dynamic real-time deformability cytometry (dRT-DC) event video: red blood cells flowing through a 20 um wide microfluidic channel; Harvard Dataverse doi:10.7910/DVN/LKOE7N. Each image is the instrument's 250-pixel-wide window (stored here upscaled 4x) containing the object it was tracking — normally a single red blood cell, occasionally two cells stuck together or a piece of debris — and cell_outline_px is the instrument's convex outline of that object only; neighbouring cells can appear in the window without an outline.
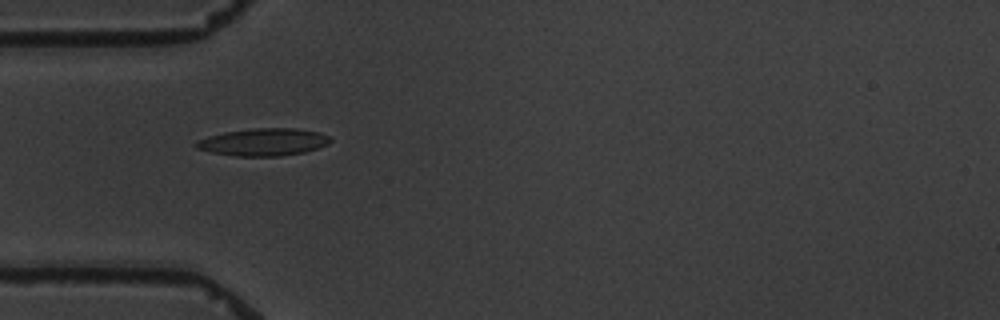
{"species": "common noctule bat (a hibernating species)", "species_latin": "Nyctalus noctula", "temperature_condition": "warm", "stored_images_in_passage": 10, "camera_frame_rate_fps": 3000, "um_per_image_px": 0.085, "animal": {"sex": "male", "body_mass_g": 19.5, "forearm_length_mm": 54.6}, "frame": {"image": 1, "passage_image": 5, "time_ms": 4.333, "image_size_px": [1000, 320], "cell_outline_px": [[332, 140], [328, 144], [304, 152], [280, 156], [236, 156], [212, 152], [196, 148], [192, 144], [196, 140], [208, 136], [224, 132], [252, 128], [296, 128], [320, 132], [328, 136]], "centroid_in_image_um": [22.36, 12.07], "position_along_channel_um": 62.6, "area_um2": 21.5}}
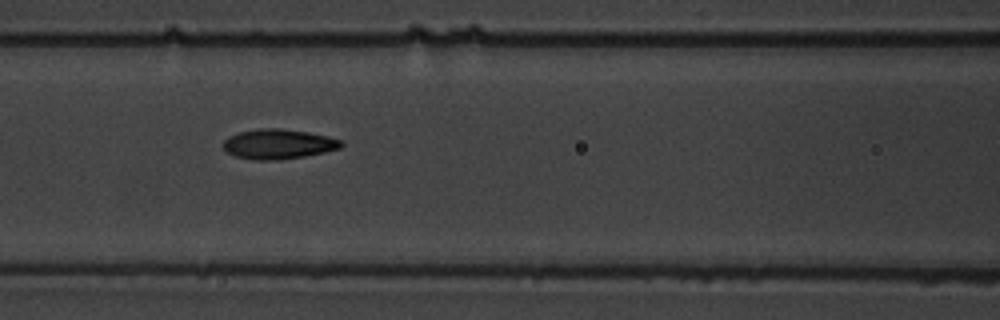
{"frame": {"image": 2, "passage_image": 7, "time_ms": 6.667, "image_size_px": [1000, 320], "cell_outline_px": [[344, 144], [340, 148], [324, 152], [304, 156], [280, 160], [256, 160], [236, 156], [228, 152], [224, 148], [224, 140], [228, 136], [240, 132], [260, 128], [280, 128], [308, 132], [328, 136], [340, 140]], "centroid_in_image_um": [23.67, 12.24], "position_along_channel_um": 142.9, "area_um2": 20.4}}
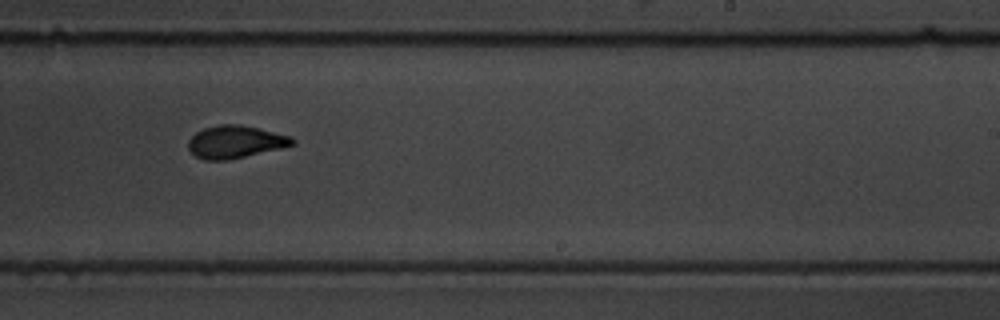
{"frame": {"image": 3, "passage_image": 10, "time_ms": 10.333, "image_size_px": [1000, 320], "cell_outline_px": [[296, 144], [280, 148], [228, 160], [204, 160], [196, 156], [188, 148], [188, 140], [196, 132], [204, 128], [220, 124], [236, 124], [256, 128], [292, 136], [296, 140]], "centroid_in_image_um": [20.0, 12.06], "position_along_channel_um": 269.0, "area_um2": 19.59}}